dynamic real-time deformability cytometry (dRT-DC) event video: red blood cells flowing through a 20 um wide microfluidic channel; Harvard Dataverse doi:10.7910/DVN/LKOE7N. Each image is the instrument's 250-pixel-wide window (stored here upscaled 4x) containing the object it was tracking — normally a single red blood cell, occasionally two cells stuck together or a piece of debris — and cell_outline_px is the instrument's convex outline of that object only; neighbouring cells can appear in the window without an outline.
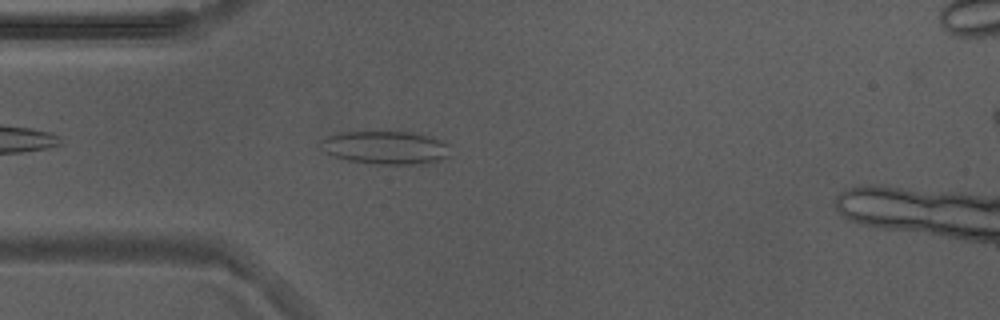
{"species": "Egyptian fruit bat (a non-hibernating species)", "species_latin": "Rousettus aegyptiacus", "temperature_condition": "warm", "stored_images_in_passage": 37, "camera_frame_rate_fps": 3000, "um_per_image_px": 0.085, "animal": {"sex": "male"}, "frame": {"image": 1, "passage_image": 5, "time_ms": 1.333, "image_size_px": [1000, 320], "cell_outline_px": [[448, 156], [424, 164], [376, 164], [348, 160], [324, 152], [316, 144], [328, 136], [340, 132], [412, 132], [444, 140], [448, 144]], "centroid_in_image_um": [32.74, 12.54], "position_along_channel_um": 52.3, "area_um2": 25.03}}
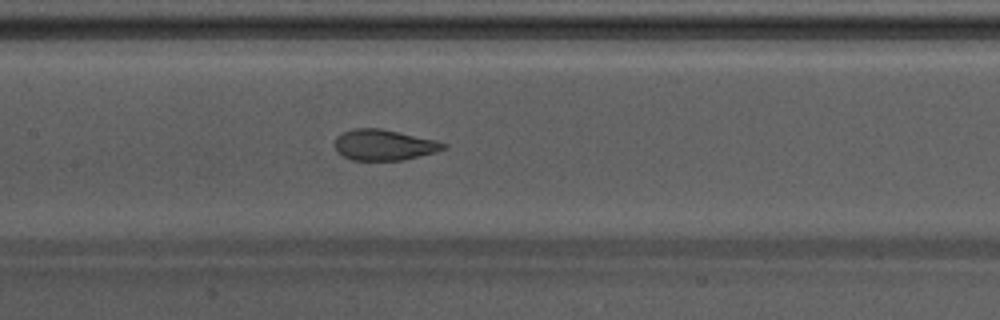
{"frame": {"image": 2, "passage_image": 15, "time_ms": 4.667, "image_size_px": [1000, 320], "cell_outline_px": [[448, 148], [436, 152], [404, 160], [352, 160], [344, 156], [336, 148], [336, 136], [352, 128], [380, 128], [436, 140], [448, 144]], "centroid_in_image_um": [32.69, 12.32], "position_along_channel_um": 174.7, "area_um2": 19.42}}
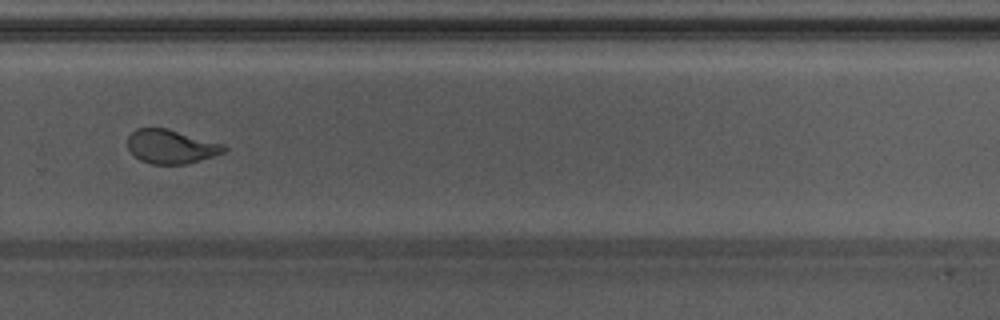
{"frame": {"image": 3, "passage_image": 26, "time_ms": 8.333, "image_size_px": [1000, 320], "cell_outline_px": [[228, 148], [224, 152], [188, 164], [152, 164], [140, 160], [128, 148], [128, 136], [136, 128], [168, 128], [224, 144]], "centroid_in_image_um": [14.55, 12.45], "position_along_channel_um": 315.3, "area_um2": 19.02}, "authors_computed_cell_mechanics": {"area_um2": 20.2878, "velocity_mm_per_s": 3.8415, "shape_relaxation_time_tau1_ms": 5.3378, "shape_relaxation_time_tau2_ms": 0.9998, "deformation_change_tau1": 0.1842, "deformation_change_tau2": 0.079}}